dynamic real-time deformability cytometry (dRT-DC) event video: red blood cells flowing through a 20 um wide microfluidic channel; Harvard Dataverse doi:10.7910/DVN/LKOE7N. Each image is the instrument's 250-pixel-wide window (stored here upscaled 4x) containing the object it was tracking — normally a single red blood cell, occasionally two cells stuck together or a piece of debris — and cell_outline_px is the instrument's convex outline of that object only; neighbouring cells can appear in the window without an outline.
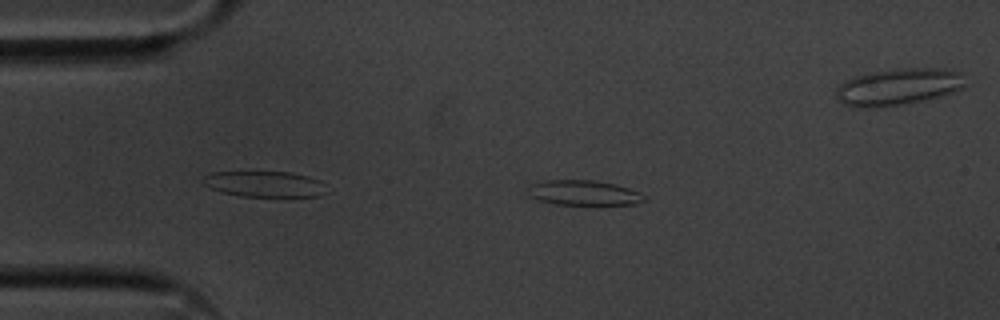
{"species": "common noctule bat (a hibernating species)", "species_latin": "Nyctalus noctula", "temperature_condition": "cold", "stored_images_in_passage": 43, "camera_frame_rate_fps": 3000, "um_per_image_px": 0.085, "animal": {"sex": "male", "body_mass_g": 20.1, "forearm_length_mm": 53.5}, "frame": {"image": 1, "passage_image": 3, "time_ms": 0.667, "image_size_px": [1000, 320], "cell_outline_px": [[644, 200], [636, 204], [596, 208], [556, 204], [540, 200], [528, 196], [528, 184], [544, 180], [596, 180], [616, 184], [640, 192], [644, 196]], "centroid_in_image_um": [49.64, 16.44], "position_along_channel_um": 35.4, "area_um2": 18.09}}
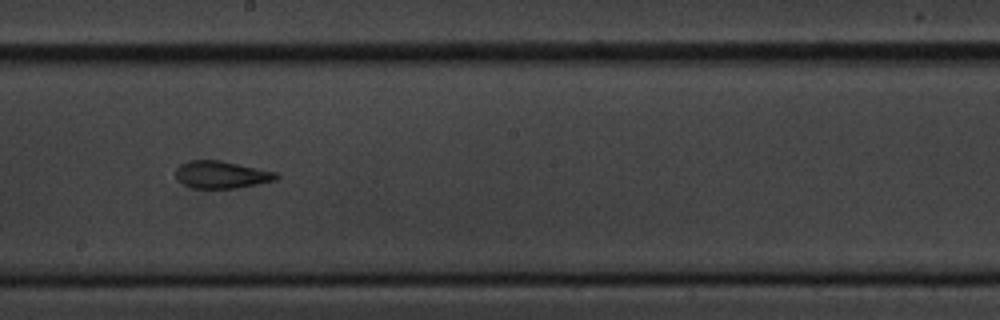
{"frame": {"image": 2, "passage_image": 22, "time_ms": 7.0, "image_size_px": [1000, 320], "cell_outline_px": [[280, 176], [276, 180], [236, 188], [192, 188], [184, 184], [176, 176], [176, 168], [180, 164], [188, 160], [220, 160], [276, 172]], "centroid_in_image_um": [18.82, 14.84], "position_along_channel_um": 229.4, "area_um2": 15.9}}
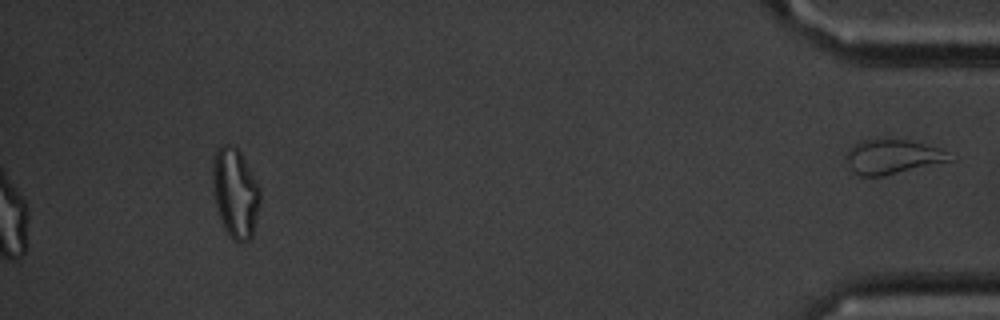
{"frame": {"image": 3, "passage_image": 43, "time_ms": 14.0, "image_size_px": [1000, 320], "cell_outline_px": [[260, 204], [252, 236], [244, 244], [240, 244], [232, 240], [224, 228], [216, 204], [212, 180], [212, 160], [216, 152], [224, 144], [228, 144], [236, 148], [240, 152], [256, 180], [260, 188]], "centroid_in_image_um": [20.01, 16.44], "position_along_channel_um": 415.2, "area_um2": 24.68}, "authors_computed_cell_mechanics": {"area_um2": 16.5886, "velocity_mm_per_s": 3.6122, "shape_relaxation_time_tau1_ms": null, "shape_relaxation_time_tau2_ms": 4.1909, "deformation_change_tau1": null, "deformation_change_tau2": 0.145}}